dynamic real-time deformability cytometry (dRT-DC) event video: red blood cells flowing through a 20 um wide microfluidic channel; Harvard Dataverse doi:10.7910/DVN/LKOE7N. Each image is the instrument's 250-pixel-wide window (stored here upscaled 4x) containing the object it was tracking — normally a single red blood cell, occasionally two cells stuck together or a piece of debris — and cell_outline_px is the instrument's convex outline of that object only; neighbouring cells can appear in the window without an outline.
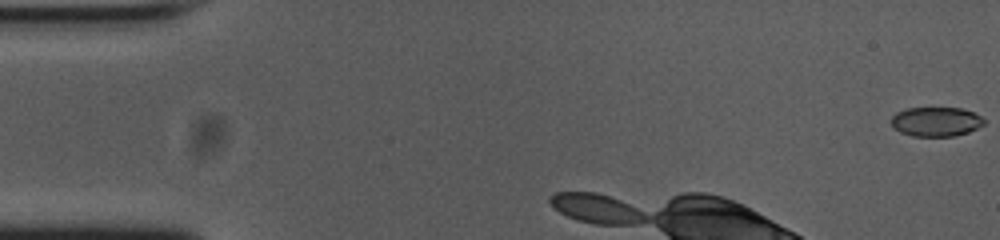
{"species": "common noctule bat (a hibernating species)", "species_latin": "Nyctalus noctula", "temperature_condition": "cold", "stored_images_in_passage": 9, "camera_frame_rate_fps": 3000, "um_per_image_px": 0.085, "animal": {"sex": "female", "body_mass_g": 23.0, "forearm_length_mm": 53.4}, "frame": {"image": 1, "passage_image": 1, "time_ms": 0.0, "image_size_px": [1000, 240], "cell_outline_px": [[984, 124], [968, 132], [956, 136], [912, 136], [900, 132], [892, 128], [892, 116], [896, 112], [908, 108], [960, 108], [972, 112], [980, 116], [984, 120]], "centroid_in_image_um": [79.53, 10.35], "position_along_channel_um": 5.5, "area_um2": 15.84}}
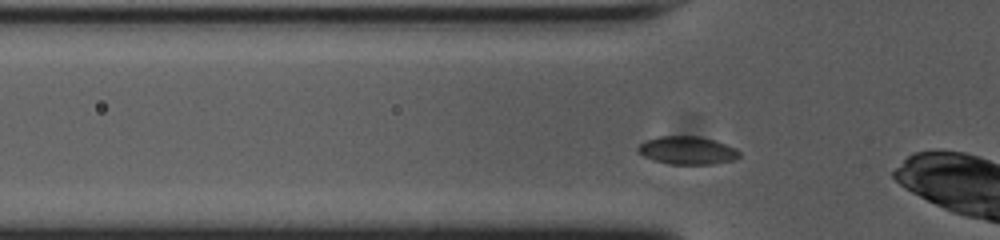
{"frame": {"image": 2, "passage_image": 7, "time_ms": 2.0, "image_size_px": [1000, 240], "cell_outline_px": [[740, 156], [732, 160], [712, 164], [668, 164], [644, 156], [636, 148], [644, 140], [656, 136], [696, 136], [716, 140], [740, 152]], "centroid_in_image_um": [58.38, 12.77], "position_along_channel_um": 67.4, "area_um2": 16.36}}